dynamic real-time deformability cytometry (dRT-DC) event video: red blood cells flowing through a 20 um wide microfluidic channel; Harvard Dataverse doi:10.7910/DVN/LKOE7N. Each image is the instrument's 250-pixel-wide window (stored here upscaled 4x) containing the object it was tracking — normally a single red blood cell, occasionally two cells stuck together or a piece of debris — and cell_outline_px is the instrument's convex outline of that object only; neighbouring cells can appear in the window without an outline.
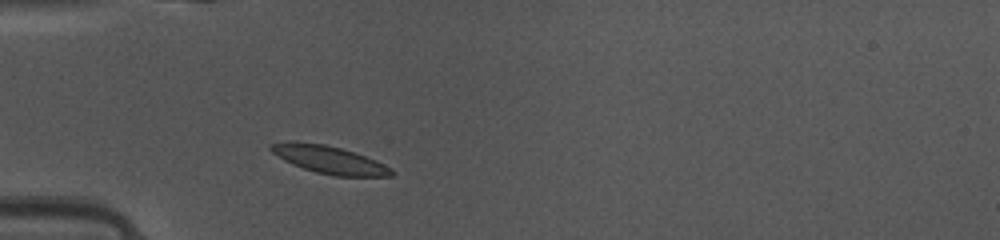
{"species": "common noctule bat (a hibernating species)", "species_latin": "Nyctalus noctula", "temperature_condition": "warm", "stored_images_in_passage": 35, "camera_frame_rate_fps": 3000, "um_per_image_px": 0.085, "animal": {"sex": "female", "body_mass_g": 10.0, "forearm_length_mm": 53.1}, "frame": {"image": 1, "passage_image": 1, "time_ms": 0.0, "image_size_px": [1000, 240], "cell_outline_px": [[396, 172], [392, 176], [336, 176], [316, 172], [292, 164], [284, 160], [272, 152], [268, 148], [268, 144], [288, 140], [292, 140], [324, 144], [340, 148], [376, 160], [392, 168]], "centroid_in_image_um": [27.95, 13.56], "position_along_channel_um": 57.0, "area_um2": 19.54}}
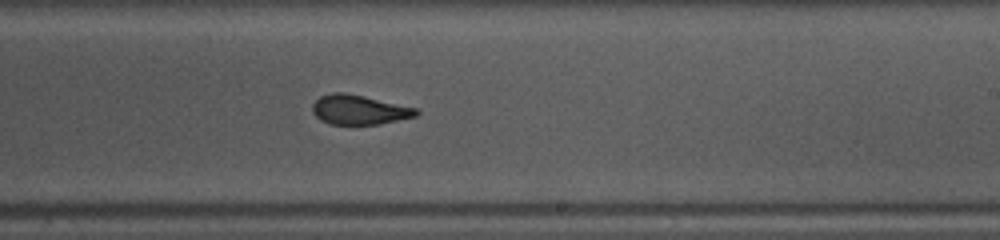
{"frame": {"image": 2, "passage_image": 16, "time_ms": 5.0, "image_size_px": [1000, 240], "cell_outline_px": [[420, 112], [416, 116], [380, 124], [328, 124], [320, 120], [312, 112], [312, 104], [320, 96], [332, 92], [344, 92], [364, 96], [416, 108]], "centroid_in_image_um": [30.49, 9.33], "position_along_channel_um": 258.5, "area_um2": 17.86}}
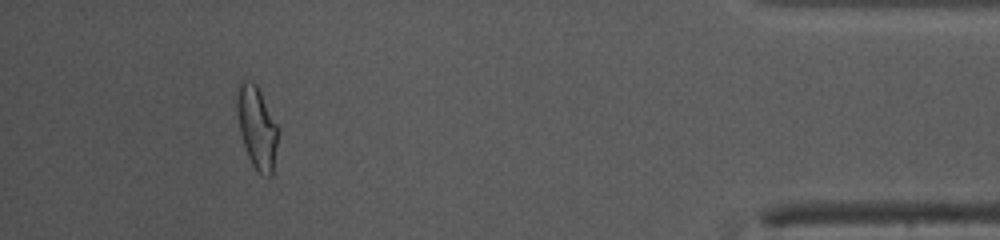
{"frame": {"image": 3, "passage_image": 31, "time_ms": 10.0, "image_size_px": [1000, 240], "cell_outline_px": [[280, 132], [272, 176], [268, 176], [256, 172], [248, 156], [240, 132], [232, 96], [236, 84], [240, 80], [252, 80], [256, 84], [280, 128]], "centroid_in_image_um": [21.8, 10.74], "position_along_channel_um": 413.4, "area_um2": 20.81}, "authors_computed_cell_mechanics": {"area_um2": 18.5538, "velocity_mm_per_s": 4.1372, "shape_relaxation_time_tau1_ms": 5.1048, "shape_relaxation_time_tau2_ms": 1.8132, "deformation_change_tau1": 0.2039, "deformation_change_tau2": 0.0601}}